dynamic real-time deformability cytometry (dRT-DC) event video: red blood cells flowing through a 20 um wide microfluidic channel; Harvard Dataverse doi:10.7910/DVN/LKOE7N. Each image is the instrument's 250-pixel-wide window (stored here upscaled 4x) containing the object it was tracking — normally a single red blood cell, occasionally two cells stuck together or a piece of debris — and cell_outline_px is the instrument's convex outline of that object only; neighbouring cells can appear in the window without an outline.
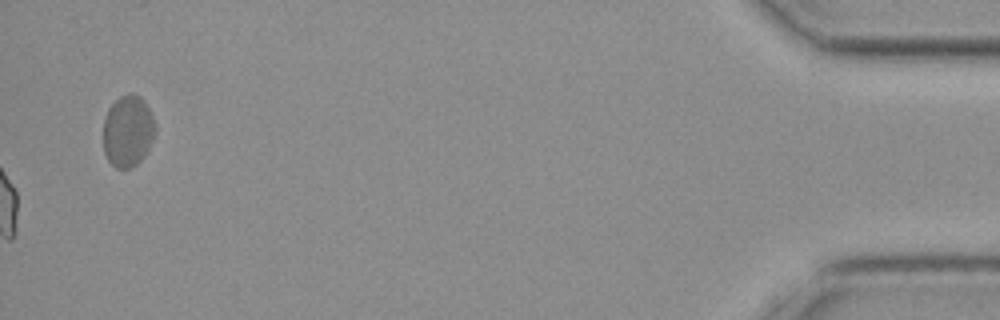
{"species": "common noctule bat (a hibernating species)", "species_latin": "Nyctalus noctula", "temperature_condition": "cold", "stored_images_in_passage": 41, "camera_frame_rate_fps": 3000, "um_per_image_px": 0.085, "animal": {"sex": "female", "body_mass_g": 19.3, "forearm_length_mm": 54.1}, "frame": {"image": 1, "passage_image": 41, "time_ms": 13.333, "image_size_px": [1000, 320], "cell_outline_px": [[156, 128], [152, 140], [144, 156], [136, 164], [128, 168], [116, 168], [108, 160], [104, 152], [104, 116], [108, 108], [120, 96], [128, 92], [132, 92], [140, 96], [144, 100], [152, 116]], "centroid_in_image_um": [10.86, 11.11], "position_along_channel_um": 424.3, "area_um2": 21.62}}